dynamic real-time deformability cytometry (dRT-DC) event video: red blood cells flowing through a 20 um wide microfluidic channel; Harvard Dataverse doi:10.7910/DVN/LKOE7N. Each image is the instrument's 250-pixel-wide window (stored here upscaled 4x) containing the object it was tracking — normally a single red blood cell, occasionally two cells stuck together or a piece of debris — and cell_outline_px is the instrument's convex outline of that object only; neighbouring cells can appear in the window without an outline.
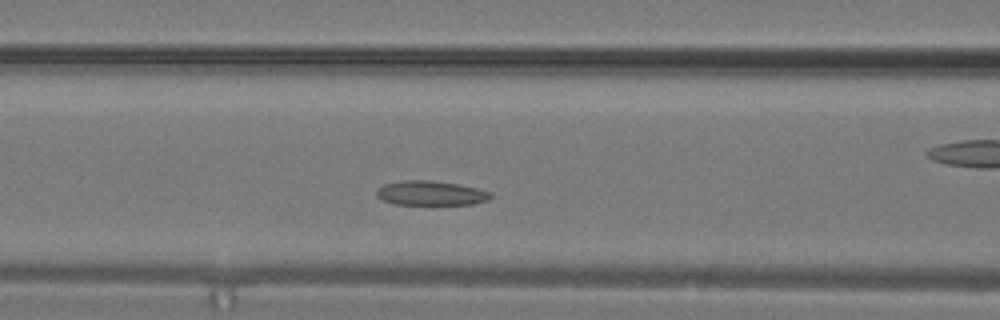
{"species": "common noctule bat (a hibernating species)", "species_latin": "Nyctalus noctula", "temperature_condition": "warm", "stored_images_in_passage": 13, "camera_frame_rate_fps": 3000, "um_per_image_px": 0.085, "animal": {"sex": "male", "body_mass_g": 19.2, "forearm_length_mm": 51.8}, "frame": {"image": 1, "passage_image": 8, "time_ms": 2.333, "image_size_px": [1000, 320], "cell_outline_px": [[492, 196], [488, 200], [472, 204], [392, 204], [376, 196], [376, 188], [384, 184], [404, 180], [428, 180], [456, 184], [476, 188], [492, 192]], "centroid_in_image_um": [36.59, 16.41], "position_along_channel_um": 130.0, "area_um2": 16.18}}